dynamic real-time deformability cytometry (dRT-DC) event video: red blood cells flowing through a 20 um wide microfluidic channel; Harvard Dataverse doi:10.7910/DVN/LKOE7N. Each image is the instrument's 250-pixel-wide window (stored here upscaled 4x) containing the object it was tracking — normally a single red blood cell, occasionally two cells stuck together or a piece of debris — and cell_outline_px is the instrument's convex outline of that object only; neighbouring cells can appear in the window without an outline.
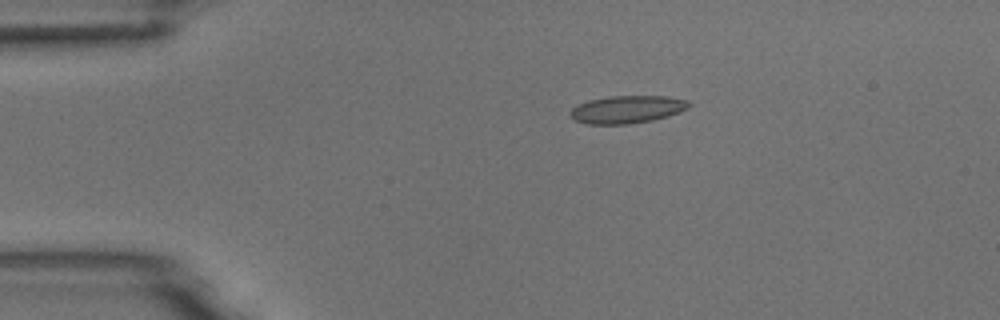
{"species": "common noctule bat (a hibernating species)", "species_latin": "Nyctalus noctula", "temperature_condition": "room temperature", "stored_images_in_passage": 8, "camera_frame_rate_fps": 3000, "um_per_image_px": 0.085, "animal": {"sex": "male", "body_mass_g": 18.8}, "frame": {"image": 1, "passage_image": 3, "time_ms": 0.667, "image_size_px": [1000, 320], "cell_outline_px": [[692, 104], [688, 108], [680, 112], [668, 116], [652, 120], [628, 124], [584, 124], [576, 120], [568, 112], [572, 108], [588, 100], [608, 96], [668, 96], [688, 100]], "centroid_in_image_um": [53.33, 9.29], "position_along_channel_um": 31.7, "area_um2": 19.19}}
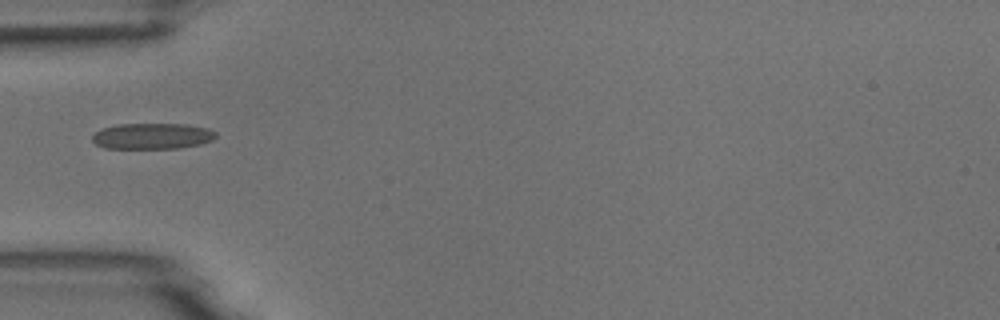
{"frame": {"image": 2, "passage_image": 5, "time_ms": 1.333, "image_size_px": [1000, 320], "cell_outline_px": [[216, 136], [212, 140], [200, 144], [180, 148], [104, 148], [96, 144], [92, 140], [92, 136], [100, 128], [116, 124], [188, 124], [208, 128], [216, 132]], "centroid_in_image_um": [12.93, 11.56], "position_along_channel_um": 72.1, "area_um2": 18.79}}